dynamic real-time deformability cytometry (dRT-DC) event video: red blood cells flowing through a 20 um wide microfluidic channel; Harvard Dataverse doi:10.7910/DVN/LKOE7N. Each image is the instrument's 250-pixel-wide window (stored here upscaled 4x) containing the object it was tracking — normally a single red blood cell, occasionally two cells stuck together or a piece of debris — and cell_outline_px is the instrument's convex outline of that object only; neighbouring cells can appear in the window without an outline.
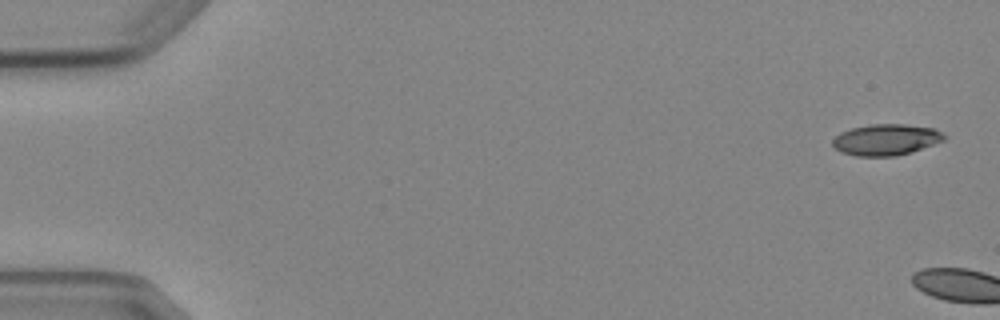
{"species": "Egyptian fruit bat (a non-hibernating species)", "species_latin": "Rousettus aegyptiacus", "temperature_condition": "cold", "stored_images_in_passage": 2, "camera_frame_rate_fps": 3000, "um_per_image_px": 0.085, "animal": {"sex": "female"}, "frame": {"image": 1, "passage_image": 1, "time_ms": 0.0, "image_size_px": [1000, 320], "cell_outline_px": [[948, 136], [944, 140], [912, 152], [896, 156], [856, 156], [840, 152], [832, 144], [832, 140], [840, 132], [852, 128], [872, 124], [904, 124], [932, 128]], "centroid_in_image_um": [75.3, 11.88], "position_along_channel_um": 9.7, "area_um2": 20.23}}